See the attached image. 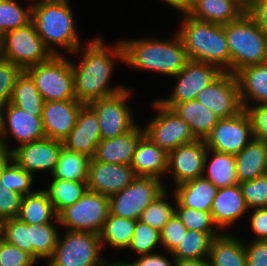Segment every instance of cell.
Returning <instances> with one entry per match:
<instances>
[{
    "label": "cell",
    "instance_id": "cell-29",
    "mask_svg": "<svg viewBox=\"0 0 267 266\" xmlns=\"http://www.w3.org/2000/svg\"><path fill=\"white\" fill-rule=\"evenodd\" d=\"M208 258L211 266H247L244 242L230 233L212 239Z\"/></svg>",
    "mask_w": 267,
    "mask_h": 266
},
{
    "label": "cell",
    "instance_id": "cell-54",
    "mask_svg": "<svg viewBox=\"0 0 267 266\" xmlns=\"http://www.w3.org/2000/svg\"><path fill=\"white\" fill-rule=\"evenodd\" d=\"M247 13L255 20L256 24L267 33V3L253 2Z\"/></svg>",
    "mask_w": 267,
    "mask_h": 266
},
{
    "label": "cell",
    "instance_id": "cell-30",
    "mask_svg": "<svg viewBox=\"0 0 267 266\" xmlns=\"http://www.w3.org/2000/svg\"><path fill=\"white\" fill-rule=\"evenodd\" d=\"M172 110L189 124L197 139L205 140L220 119L213 111L196 99L177 103Z\"/></svg>",
    "mask_w": 267,
    "mask_h": 266
},
{
    "label": "cell",
    "instance_id": "cell-6",
    "mask_svg": "<svg viewBox=\"0 0 267 266\" xmlns=\"http://www.w3.org/2000/svg\"><path fill=\"white\" fill-rule=\"evenodd\" d=\"M71 57L53 55L24 71L32 78L45 102L76 99Z\"/></svg>",
    "mask_w": 267,
    "mask_h": 266
},
{
    "label": "cell",
    "instance_id": "cell-12",
    "mask_svg": "<svg viewBox=\"0 0 267 266\" xmlns=\"http://www.w3.org/2000/svg\"><path fill=\"white\" fill-rule=\"evenodd\" d=\"M130 93L131 89L126 88L117 94L87 104L98 117L101 140L117 137L136 125L133 112L126 102Z\"/></svg>",
    "mask_w": 267,
    "mask_h": 266
},
{
    "label": "cell",
    "instance_id": "cell-59",
    "mask_svg": "<svg viewBox=\"0 0 267 266\" xmlns=\"http://www.w3.org/2000/svg\"><path fill=\"white\" fill-rule=\"evenodd\" d=\"M102 266H136V264H135L134 261L133 262H130V263L129 262L126 263V262H122V261H117V262L115 261L114 263L112 262L110 264L104 258L103 263H102Z\"/></svg>",
    "mask_w": 267,
    "mask_h": 266
},
{
    "label": "cell",
    "instance_id": "cell-50",
    "mask_svg": "<svg viewBox=\"0 0 267 266\" xmlns=\"http://www.w3.org/2000/svg\"><path fill=\"white\" fill-rule=\"evenodd\" d=\"M246 111L252 121L254 138L267 143V103L250 105Z\"/></svg>",
    "mask_w": 267,
    "mask_h": 266
},
{
    "label": "cell",
    "instance_id": "cell-35",
    "mask_svg": "<svg viewBox=\"0 0 267 266\" xmlns=\"http://www.w3.org/2000/svg\"><path fill=\"white\" fill-rule=\"evenodd\" d=\"M91 157L70 150L63 145L52 178L70 181H87Z\"/></svg>",
    "mask_w": 267,
    "mask_h": 266
},
{
    "label": "cell",
    "instance_id": "cell-3",
    "mask_svg": "<svg viewBox=\"0 0 267 266\" xmlns=\"http://www.w3.org/2000/svg\"><path fill=\"white\" fill-rule=\"evenodd\" d=\"M124 63L134 69L173 77L188 63L189 56L177 32L171 40L139 38L121 41Z\"/></svg>",
    "mask_w": 267,
    "mask_h": 266
},
{
    "label": "cell",
    "instance_id": "cell-13",
    "mask_svg": "<svg viewBox=\"0 0 267 266\" xmlns=\"http://www.w3.org/2000/svg\"><path fill=\"white\" fill-rule=\"evenodd\" d=\"M253 138L252 121L244 109L236 116L219 119L205 143L210 150L237 155Z\"/></svg>",
    "mask_w": 267,
    "mask_h": 266
},
{
    "label": "cell",
    "instance_id": "cell-55",
    "mask_svg": "<svg viewBox=\"0 0 267 266\" xmlns=\"http://www.w3.org/2000/svg\"><path fill=\"white\" fill-rule=\"evenodd\" d=\"M169 6L173 7L176 10L184 14H188L194 5L195 0H163Z\"/></svg>",
    "mask_w": 267,
    "mask_h": 266
},
{
    "label": "cell",
    "instance_id": "cell-14",
    "mask_svg": "<svg viewBox=\"0 0 267 266\" xmlns=\"http://www.w3.org/2000/svg\"><path fill=\"white\" fill-rule=\"evenodd\" d=\"M222 71L212 64L202 61L189 60L185 67L173 78L175 88L166 99H157L168 108L177 103L191 101L197 98L201 90L213 82Z\"/></svg>",
    "mask_w": 267,
    "mask_h": 266
},
{
    "label": "cell",
    "instance_id": "cell-7",
    "mask_svg": "<svg viewBox=\"0 0 267 266\" xmlns=\"http://www.w3.org/2000/svg\"><path fill=\"white\" fill-rule=\"evenodd\" d=\"M63 235H59L47 266H102L103 249L98 234L66 229Z\"/></svg>",
    "mask_w": 267,
    "mask_h": 266
},
{
    "label": "cell",
    "instance_id": "cell-20",
    "mask_svg": "<svg viewBox=\"0 0 267 266\" xmlns=\"http://www.w3.org/2000/svg\"><path fill=\"white\" fill-rule=\"evenodd\" d=\"M84 105L77 99L45 102L42 123L46 137L63 142L75 127Z\"/></svg>",
    "mask_w": 267,
    "mask_h": 266
},
{
    "label": "cell",
    "instance_id": "cell-32",
    "mask_svg": "<svg viewBox=\"0 0 267 266\" xmlns=\"http://www.w3.org/2000/svg\"><path fill=\"white\" fill-rule=\"evenodd\" d=\"M58 214L44 189L23 196L18 219L28 225L52 223Z\"/></svg>",
    "mask_w": 267,
    "mask_h": 266
},
{
    "label": "cell",
    "instance_id": "cell-60",
    "mask_svg": "<svg viewBox=\"0 0 267 266\" xmlns=\"http://www.w3.org/2000/svg\"><path fill=\"white\" fill-rule=\"evenodd\" d=\"M3 226H4V220L0 219V240L3 239Z\"/></svg>",
    "mask_w": 267,
    "mask_h": 266
},
{
    "label": "cell",
    "instance_id": "cell-10",
    "mask_svg": "<svg viewBox=\"0 0 267 266\" xmlns=\"http://www.w3.org/2000/svg\"><path fill=\"white\" fill-rule=\"evenodd\" d=\"M109 214V197L88 190L75 204L58 214L59 227L99 235Z\"/></svg>",
    "mask_w": 267,
    "mask_h": 266
},
{
    "label": "cell",
    "instance_id": "cell-23",
    "mask_svg": "<svg viewBox=\"0 0 267 266\" xmlns=\"http://www.w3.org/2000/svg\"><path fill=\"white\" fill-rule=\"evenodd\" d=\"M211 216L213 222L222 232L229 226L249 212L239 183L229 187L218 189L211 206ZM222 229V230H221Z\"/></svg>",
    "mask_w": 267,
    "mask_h": 266
},
{
    "label": "cell",
    "instance_id": "cell-16",
    "mask_svg": "<svg viewBox=\"0 0 267 266\" xmlns=\"http://www.w3.org/2000/svg\"><path fill=\"white\" fill-rule=\"evenodd\" d=\"M9 135L17 141V146L46 137L42 113H29L8 103L0 110V142L12 151L6 141Z\"/></svg>",
    "mask_w": 267,
    "mask_h": 266
},
{
    "label": "cell",
    "instance_id": "cell-18",
    "mask_svg": "<svg viewBox=\"0 0 267 266\" xmlns=\"http://www.w3.org/2000/svg\"><path fill=\"white\" fill-rule=\"evenodd\" d=\"M207 149L205 140L197 139L168 153L166 174L173 177V185L203 177Z\"/></svg>",
    "mask_w": 267,
    "mask_h": 266
},
{
    "label": "cell",
    "instance_id": "cell-38",
    "mask_svg": "<svg viewBox=\"0 0 267 266\" xmlns=\"http://www.w3.org/2000/svg\"><path fill=\"white\" fill-rule=\"evenodd\" d=\"M10 103L29 113H43L45 101L25 71H22L14 84Z\"/></svg>",
    "mask_w": 267,
    "mask_h": 266
},
{
    "label": "cell",
    "instance_id": "cell-44",
    "mask_svg": "<svg viewBox=\"0 0 267 266\" xmlns=\"http://www.w3.org/2000/svg\"><path fill=\"white\" fill-rule=\"evenodd\" d=\"M3 240L18 247L32 256L30 226L18 218L4 220Z\"/></svg>",
    "mask_w": 267,
    "mask_h": 266
},
{
    "label": "cell",
    "instance_id": "cell-58",
    "mask_svg": "<svg viewBox=\"0 0 267 266\" xmlns=\"http://www.w3.org/2000/svg\"><path fill=\"white\" fill-rule=\"evenodd\" d=\"M233 1L236 4H238L245 12H247L251 8L255 0H233Z\"/></svg>",
    "mask_w": 267,
    "mask_h": 266
},
{
    "label": "cell",
    "instance_id": "cell-52",
    "mask_svg": "<svg viewBox=\"0 0 267 266\" xmlns=\"http://www.w3.org/2000/svg\"><path fill=\"white\" fill-rule=\"evenodd\" d=\"M252 213V214H250ZM250 228L254 233V240H267V208H256L249 212Z\"/></svg>",
    "mask_w": 267,
    "mask_h": 266
},
{
    "label": "cell",
    "instance_id": "cell-57",
    "mask_svg": "<svg viewBox=\"0 0 267 266\" xmlns=\"http://www.w3.org/2000/svg\"><path fill=\"white\" fill-rule=\"evenodd\" d=\"M12 159V151L0 142V173Z\"/></svg>",
    "mask_w": 267,
    "mask_h": 266
},
{
    "label": "cell",
    "instance_id": "cell-48",
    "mask_svg": "<svg viewBox=\"0 0 267 266\" xmlns=\"http://www.w3.org/2000/svg\"><path fill=\"white\" fill-rule=\"evenodd\" d=\"M187 228L174 214L168 223L160 230L161 245L167 252H172L186 235Z\"/></svg>",
    "mask_w": 267,
    "mask_h": 266
},
{
    "label": "cell",
    "instance_id": "cell-1",
    "mask_svg": "<svg viewBox=\"0 0 267 266\" xmlns=\"http://www.w3.org/2000/svg\"><path fill=\"white\" fill-rule=\"evenodd\" d=\"M78 65L71 60L76 99L84 104L112 96L126 89L125 86H109L116 61L124 64L121 40L114 46H106L103 39L95 37L85 46ZM116 60V61H115Z\"/></svg>",
    "mask_w": 267,
    "mask_h": 266
},
{
    "label": "cell",
    "instance_id": "cell-28",
    "mask_svg": "<svg viewBox=\"0 0 267 266\" xmlns=\"http://www.w3.org/2000/svg\"><path fill=\"white\" fill-rule=\"evenodd\" d=\"M244 12L233 0H195L188 15L200 21L226 25L237 20Z\"/></svg>",
    "mask_w": 267,
    "mask_h": 266
},
{
    "label": "cell",
    "instance_id": "cell-47",
    "mask_svg": "<svg viewBox=\"0 0 267 266\" xmlns=\"http://www.w3.org/2000/svg\"><path fill=\"white\" fill-rule=\"evenodd\" d=\"M36 263L29 253L0 240V266H34Z\"/></svg>",
    "mask_w": 267,
    "mask_h": 266
},
{
    "label": "cell",
    "instance_id": "cell-62",
    "mask_svg": "<svg viewBox=\"0 0 267 266\" xmlns=\"http://www.w3.org/2000/svg\"><path fill=\"white\" fill-rule=\"evenodd\" d=\"M254 2H264V3H267V0H255Z\"/></svg>",
    "mask_w": 267,
    "mask_h": 266
},
{
    "label": "cell",
    "instance_id": "cell-24",
    "mask_svg": "<svg viewBox=\"0 0 267 266\" xmlns=\"http://www.w3.org/2000/svg\"><path fill=\"white\" fill-rule=\"evenodd\" d=\"M131 167L137 176L163 180L168 168V153L157 146L145 134L140 138Z\"/></svg>",
    "mask_w": 267,
    "mask_h": 266
},
{
    "label": "cell",
    "instance_id": "cell-43",
    "mask_svg": "<svg viewBox=\"0 0 267 266\" xmlns=\"http://www.w3.org/2000/svg\"><path fill=\"white\" fill-rule=\"evenodd\" d=\"M157 245H161L160 231L137 220L130 246L127 249L139 253L140 256L154 253L153 250Z\"/></svg>",
    "mask_w": 267,
    "mask_h": 266
},
{
    "label": "cell",
    "instance_id": "cell-5",
    "mask_svg": "<svg viewBox=\"0 0 267 266\" xmlns=\"http://www.w3.org/2000/svg\"><path fill=\"white\" fill-rule=\"evenodd\" d=\"M224 29L230 52V73L267 62V33L247 12L224 25Z\"/></svg>",
    "mask_w": 267,
    "mask_h": 266
},
{
    "label": "cell",
    "instance_id": "cell-51",
    "mask_svg": "<svg viewBox=\"0 0 267 266\" xmlns=\"http://www.w3.org/2000/svg\"><path fill=\"white\" fill-rule=\"evenodd\" d=\"M250 242H244L247 266H267V240Z\"/></svg>",
    "mask_w": 267,
    "mask_h": 266
},
{
    "label": "cell",
    "instance_id": "cell-17",
    "mask_svg": "<svg viewBox=\"0 0 267 266\" xmlns=\"http://www.w3.org/2000/svg\"><path fill=\"white\" fill-rule=\"evenodd\" d=\"M64 143L44 137L34 142L24 143L13 147L12 159L23 169L31 174L50 171L52 174Z\"/></svg>",
    "mask_w": 267,
    "mask_h": 266
},
{
    "label": "cell",
    "instance_id": "cell-27",
    "mask_svg": "<svg viewBox=\"0 0 267 266\" xmlns=\"http://www.w3.org/2000/svg\"><path fill=\"white\" fill-rule=\"evenodd\" d=\"M218 189L208 179L200 177L175 186L173 192L183 207L210 212Z\"/></svg>",
    "mask_w": 267,
    "mask_h": 266
},
{
    "label": "cell",
    "instance_id": "cell-39",
    "mask_svg": "<svg viewBox=\"0 0 267 266\" xmlns=\"http://www.w3.org/2000/svg\"><path fill=\"white\" fill-rule=\"evenodd\" d=\"M32 4L25 9L17 0H0V35L32 21Z\"/></svg>",
    "mask_w": 267,
    "mask_h": 266
},
{
    "label": "cell",
    "instance_id": "cell-34",
    "mask_svg": "<svg viewBox=\"0 0 267 266\" xmlns=\"http://www.w3.org/2000/svg\"><path fill=\"white\" fill-rule=\"evenodd\" d=\"M136 221L109 214L99 233L102 249L107 244L117 249H127L135 231Z\"/></svg>",
    "mask_w": 267,
    "mask_h": 266
},
{
    "label": "cell",
    "instance_id": "cell-26",
    "mask_svg": "<svg viewBox=\"0 0 267 266\" xmlns=\"http://www.w3.org/2000/svg\"><path fill=\"white\" fill-rule=\"evenodd\" d=\"M238 183L267 174V143L253 138L235 155Z\"/></svg>",
    "mask_w": 267,
    "mask_h": 266
},
{
    "label": "cell",
    "instance_id": "cell-21",
    "mask_svg": "<svg viewBox=\"0 0 267 266\" xmlns=\"http://www.w3.org/2000/svg\"><path fill=\"white\" fill-rule=\"evenodd\" d=\"M144 134V128L136 124L124 134L103 139L98 144L92 159L104 163L131 165L136 146Z\"/></svg>",
    "mask_w": 267,
    "mask_h": 266
},
{
    "label": "cell",
    "instance_id": "cell-37",
    "mask_svg": "<svg viewBox=\"0 0 267 266\" xmlns=\"http://www.w3.org/2000/svg\"><path fill=\"white\" fill-rule=\"evenodd\" d=\"M221 233H204L187 230L179 245L168 254L174 259H197L209 257L212 239Z\"/></svg>",
    "mask_w": 267,
    "mask_h": 266
},
{
    "label": "cell",
    "instance_id": "cell-46",
    "mask_svg": "<svg viewBox=\"0 0 267 266\" xmlns=\"http://www.w3.org/2000/svg\"><path fill=\"white\" fill-rule=\"evenodd\" d=\"M22 69L5 58H0V110L10 103L14 84Z\"/></svg>",
    "mask_w": 267,
    "mask_h": 266
},
{
    "label": "cell",
    "instance_id": "cell-33",
    "mask_svg": "<svg viewBox=\"0 0 267 266\" xmlns=\"http://www.w3.org/2000/svg\"><path fill=\"white\" fill-rule=\"evenodd\" d=\"M47 187L44 190L57 214L66 207L75 204L88 191L87 181H70L59 178H51Z\"/></svg>",
    "mask_w": 267,
    "mask_h": 266
},
{
    "label": "cell",
    "instance_id": "cell-22",
    "mask_svg": "<svg viewBox=\"0 0 267 266\" xmlns=\"http://www.w3.org/2000/svg\"><path fill=\"white\" fill-rule=\"evenodd\" d=\"M100 141L101 136L98 117L95 112L85 104L78 114L75 127L63 141L64 146L92 158Z\"/></svg>",
    "mask_w": 267,
    "mask_h": 266
},
{
    "label": "cell",
    "instance_id": "cell-4",
    "mask_svg": "<svg viewBox=\"0 0 267 266\" xmlns=\"http://www.w3.org/2000/svg\"><path fill=\"white\" fill-rule=\"evenodd\" d=\"M177 29L190 60L217 66L222 72H230V52L224 25L200 21L184 14Z\"/></svg>",
    "mask_w": 267,
    "mask_h": 266
},
{
    "label": "cell",
    "instance_id": "cell-2",
    "mask_svg": "<svg viewBox=\"0 0 267 266\" xmlns=\"http://www.w3.org/2000/svg\"><path fill=\"white\" fill-rule=\"evenodd\" d=\"M72 12L69 0L33 1L31 22L53 55H62L56 47L63 48L69 55L76 56L79 51L82 53V43L76 32Z\"/></svg>",
    "mask_w": 267,
    "mask_h": 266
},
{
    "label": "cell",
    "instance_id": "cell-56",
    "mask_svg": "<svg viewBox=\"0 0 267 266\" xmlns=\"http://www.w3.org/2000/svg\"><path fill=\"white\" fill-rule=\"evenodd\" d=\"M175 266H211L209 258L175 259Z\"/></svg>",
    "mask_w": 267,
    "mask_h": 266
},
{
    "label": "cell",
    "instance_id": "cell-31",
    "mask_svg": "<svg viewBox=\"0 0 267 266\" xmlns=\"http://www.w3.org/2000/svg\"><path fill=\"white\" fill-rule=\"evenodd\" d=\"M203 177L217 188L238 184L235 155L207 149Z\"/></svg>",
    "mask_w": 267,
    "mask_h": 266
},
{
    "label": "cell",
    "instance_id": "cell-25",
    "mask_svg": "<svg viewBox=\"0 0 267 266\" xmlns=\"http://www.w3.org/2000/svg\"><path fill=\"white\" fill-rule=\"evenodd\" d=\"M235 75L244 109L250 105L267 103V62L244 67Z\"/></svg>",
    "mask_w": 267,
    "mask_h": 266
},
{
    "label": "cell",
    "instance_id": "cell-9",
    "mask_svg": "<svg viewBox=\"0 0 267 266\" xmlns=\"http://www.w3.org/2000/svg\"><path fill=\"white\" fill-rule=\"evenodd\" d=\"M165 189L160 179L137 176L122 191L109 197L110 214L139 220L148 205Z\"/></svg>",
    "mask_w": 267,
    "mask_h": 266
},
{
    "label": "cell",
    "instance_id": "cell-42",
    "mask_svg": "<svg viewBox=\"0 0 267 266\" xmlns=\"http://www.w3.org/2000/svg\"><path fill=\"white\" fill-rule=\"evenodd\" d=\"M34 177L35 175L27 172L11 159L0 173V182L1 185H5L9 190L25 196L35 192L30 191Z\"/></svg>",
    "mask_w": 267,
    "mask_h": 266
},
{
    "label": "cell",
    "instance_id": "cell-41",
    "mask_svg": "<svg viewBox=\"0 0 267 266\" xmlns=\"http://www.w3.org/2000/svg\"><path fill=\"white\" fill-rule=\"evenodd\" d=\"M175 214L187 230L201 231L204 233H222L215 228L211 212L199 211L189 207H183L174 195ZM219 231V232H217Z\"/></svg>",
    "mask_w": 267,
    "mask_h": 266
},
{
    "label": "cell",
    "instance_id": "cell-19",
    "mask_svg": "<svg viewBox=\"0 0 267 266\" xmlns=\"http://www.w3.org/2000/svg\"><path fill=\"white\" fill-rule=\"evenodd\" d=\"M136 177L131 165L104 163L91 158L87 187L89 191L110 197L122 191Z\"/></svg>",
    "mask_w": 267,
    "mask_h": 266
},
{
    "label": "cell",
    "instance_id": "cell-11",
    "mask_svg": "<svg viewBox=\"0 0 267 266\" xmlns=\"http://www.w3.org/2000/svg\"><path fill=\"white\" fill-rule=\"evenodd\" d=\"M153 107L157 115L144 126V132L157 146L169 153L180 145L197 140L189 124L174 110L158 100L153 102Z\"/></svg>",
    "mask_w": 267,
    "mask_h": 266
},
{
    "label": "cell",
    "instance_id": "cell-61",
    "mask_svg": "<svg viewBox=\"0 0 267 266\" xmlns=\"http://www.w3.org/2000/svg\"><path fill=\"white\" fill-rule=\"evenodd\" d=\"M2 36L0 35V58L2 57V44H1Z\"/></svg>",
    "mask_w": 267,
    "mask_h": 266
},
{
    "label": "cell",
    "instance_id": "cell-40",
    "mask_svg": "<svg viewBox=\"0 0 267 266\" xmlns=\"http://www.w3.org/2000/svg\"><path fill=\"white\" fill-rule=\"evenodd\" d=\"M167 188L155 198L143 211L139 220L159 231L168 223L175 214V204L168 202ZM168 196V198H167Z\"/></svg>",
    "mask_w": 267,
    "mask_h": 266
},
{
    "label": "cell",
    "instance_id": "cell-36",
    "mask_svg": "<svg viewBox=\"0 0 267 266\" xmlns=\"http://www.w3.org/2000/svg\"><path fill=\"white\" fill-rule=\"evenodd\" d=\"M60 225L59 218L54 219L52 223L46 224H30V244H32V257L38 262L40 260H48L58 242V229Z\"/></svg>",
    "mask_w": 267,
    "mask_h": 266
},
{
    "label": "cell",
    "instance_id": "cell-53",
    "mask_svg": "<svg viewBox=\"0 0 267 266\" xmlns=\"http://www.w3.org/2000/svg\"><path fill=\"white\" fill-rule=\"evenodd\" d=\"M138 257L139 258L134 260L136 266H175L174 258L173 261H171L167 256L165 257V255L157 252L140 255ZM170 261L173 262V265Z\"/></svg>",
    "mask_w": 267,
    "mask_h": 266
},
{
    "label": "cell",
    "instance_id": "cell-15",
    "mask_svg": "<svg viewBox=\"0 0 267 266\" xmlns=\"http://www.w3.org/2000/svg\"><path fill=\"white\" fill-rule=\"evenodd\" d=\"M196 100L220 119L236 116L244 110L236 75L230 72H222L200 91Z\"/></svg>",
    "mask_w": 267,
    "mask_h": 266
},
{
    "label": "cell",
    "instance_id": "cell-49",
    "mask_svg": "<svg viewBox=\"0 0 267 266\" xmlns=\"http://www.w3.org/2000/svg\"><path fill=\"white\" fill-rule=\"evenodd\" d=\"M23 195L13 192L0 182V219L17 218L20 212Z\"/></svg>",
    "mask_w": 267,
    "mask_h": 266
},
{
    "label": "cell",
    "instance_id": "cell-45",
    "mask_svg": "<svg viewBox=\"0 0 267 266\" xmlns=\"http://www.w3.org/2000/svg\"><path fill=\"white\" fill-rule=\"evenodd\" d=\"M248 210L267 208V174L239 183Z\"/></svg>",
    "mask_w": 267,
    "mask_h": 266
},
{
    "label": "cell",
    "instance_id": "cell-8",
    "mask_svg": "<svg viewBox=\"0 0 267 266\" xmlns=\"http://www.w3.org/2000/svg\"><path fill=\"white\" fill-rule=\"evenodd\" d=\"M1 44L2 58L16 64L23 71L53 56L37 34L32 22L4 33Z\"/></svg>",
    "mask_w": 267,
    "mask_h": 266
}]
</instances>
